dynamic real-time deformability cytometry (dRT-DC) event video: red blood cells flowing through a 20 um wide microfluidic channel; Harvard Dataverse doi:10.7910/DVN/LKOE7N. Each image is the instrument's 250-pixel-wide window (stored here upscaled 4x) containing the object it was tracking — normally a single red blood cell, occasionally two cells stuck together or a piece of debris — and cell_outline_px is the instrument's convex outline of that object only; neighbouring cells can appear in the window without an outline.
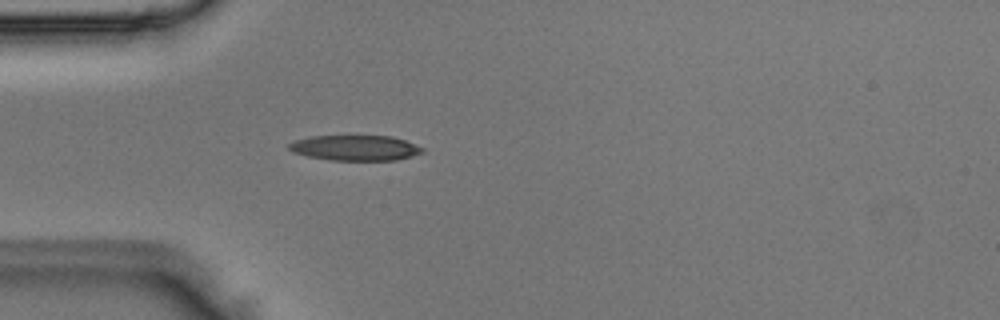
{"species": "Egyptian fruit bat (a non-hibernating species)", "species_latin": "Rousettus aegyptiacus", "temperature_condition": "room temperature", "stored_images_in_passage": 4, "camera_frame_rate_fps": 3000, "um_per_image_px": 0.085, "animal": {"sex": "male"}, "frame": {"image": 1, "passage_image": 4, "time_ms": 1.0, "image_size_px": [1000, 320], "cell_outline_px": [[424, 152], [412, 156], [396, 160], [332, 160], [308, 156], [292, 152], [288, 148], [288, 144], [296, 140], [308, 136], [392, 136], [404, 140], [424, 148]], "centroid_in_image_um": [30.19, 12.57], "position_along_channel_um": 54.8, "area_um2": 19.65}}